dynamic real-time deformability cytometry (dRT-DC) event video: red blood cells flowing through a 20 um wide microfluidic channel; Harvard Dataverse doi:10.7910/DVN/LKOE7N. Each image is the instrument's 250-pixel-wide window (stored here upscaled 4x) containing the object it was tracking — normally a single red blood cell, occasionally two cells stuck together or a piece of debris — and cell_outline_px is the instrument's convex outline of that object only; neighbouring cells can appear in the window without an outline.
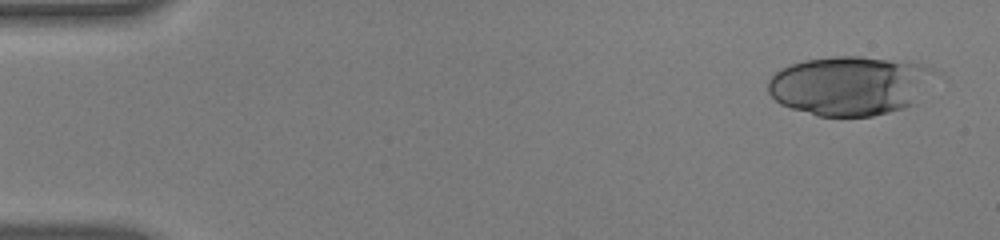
{"species": "human", "species_latin": "Homo sapiens", "temperature_condition": "warm", "stored_images_in_passage": 52, "camera_frame_rate_fps": 3000, "um_per_image_px": 0.085, "donor": {"sex": "male"}, "frame": {"image": 1, "passage_image": 1, "time_ms": 0.0, "image_size_px": [1000, 240], "cell_outline_px": [[932, 72], [916, 104], [904, 108], [872, 116], [816, 116], [780, 104], [768, 92], [768, 80], [780, 68], [804, 60], [832, 56], [860, 56], [924, 64], [932, 68]], "centroid_in_image_um": [72.17, 7.28], "position_along_channel_um": 12.8, "area_um2": 57.16}}
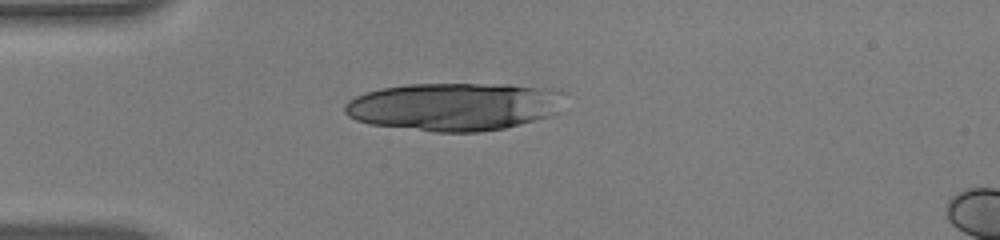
{"frame": {"image": 2, "passage_image": 13, "time_ms": 4.0, "image_size_px": [1000, 240], "cell_outline_px": [[556, 112], [548, 116], [520, 124], [504, 128], [480, 132], [432, 132], [368, 124], [356, 120], [348, 116], [344, 112], [344, 104], [348, 100], [364, 92], [380, 88], [408, 84], [512, 84], [544, 88]], "centroid_in_image_um": [38.3, 9.08], "position_along_channel_um": 46.7, "area_um2": 60.11}}